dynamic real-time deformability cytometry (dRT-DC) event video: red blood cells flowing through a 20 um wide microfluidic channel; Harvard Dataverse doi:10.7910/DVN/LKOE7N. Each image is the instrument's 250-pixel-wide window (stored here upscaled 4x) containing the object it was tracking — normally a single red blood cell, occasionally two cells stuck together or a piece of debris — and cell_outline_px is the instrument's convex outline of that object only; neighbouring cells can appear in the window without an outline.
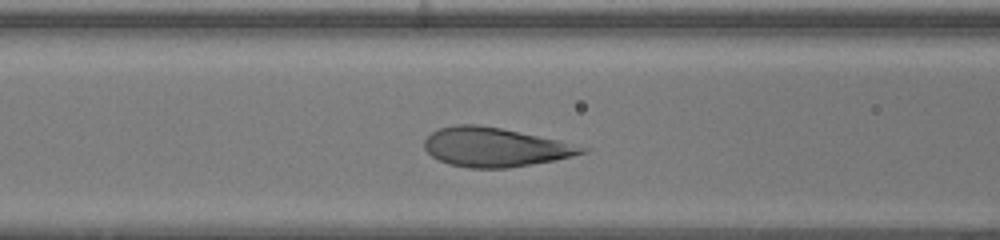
{"species": "human", "species_latin": "Homo sapiens", "temperature_condition": "warm", "stored_images_in_passage": 30, "camera_frame_rate_fps": 3000, "um_per_image_px": 0.085, "donor": {"sex": "female"}, "frame": {"image": 1, "passage_image": 11, "time_ms": 3.333, "image_size_px": [1000, 240], "cell_outline_px": [[588, 152], [556, 160], [508, 168], [468, 168], [448, 164], [432, 156], [424, 148], [424, 140], [432, 132], [440, 128], [456, 124], [476, 124], [500, 128], [556, 140], [588, 148]], "centroid_in_image_um": [42.03, 12.52], "position_along_channel_um": 124.6, "area_um2": 35.55}}
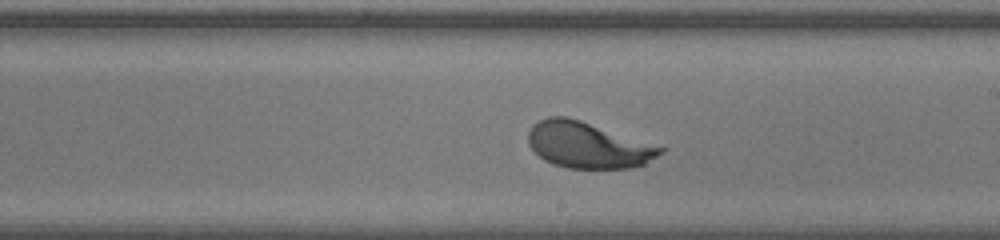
{"frame": {"image": 2, "passage_image": 19, "time_ms": 6.0, "image_size_px": [1000, 240], "cell_outline_px": [[668, 148], [664, 152], [644, 164], [632, 168], [568, 168], [552, 164], [544, 160], [528, 144], [528, 132], [532, 124], [548, 116], [568, 116]], "centroid_in_image_um": [49.98, 12.32], "position_along_channel_um": 239.0, "area_um2": 35.66}}
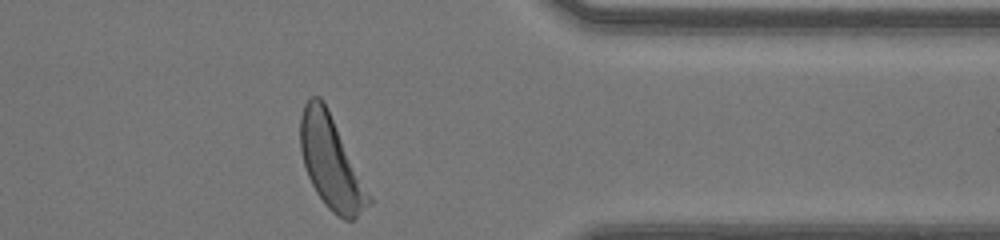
{"frame": {"image": 3, "passage_image": 30, "time_ms": 9.667, "image_size_px": [1000, 240], "cell_outline_px": [[372, 204], [352, 220], [344, 220], [336, 216], [324, 204], [316, 192], [308, 176], [300, 152], [300, 116], [304, 104], [312, 96], [320, 96], [324, 100], [372, 196]], "centroid_in_image_um": [28.15, 13.82], "position_along_channel_um": 383.3, "area_um2": 37.05}, "authors_computed_cell_mechanics": {"area_um2": 35.547, "velocity_mm_per_s": 4.3193, "shape_relaxation_time_tau1_ms": 1.9098, "shape_relaxation_time_tau2_ms": null, "deformation_change_tau1": 0.1492, "deformation_change_tau2": null}}